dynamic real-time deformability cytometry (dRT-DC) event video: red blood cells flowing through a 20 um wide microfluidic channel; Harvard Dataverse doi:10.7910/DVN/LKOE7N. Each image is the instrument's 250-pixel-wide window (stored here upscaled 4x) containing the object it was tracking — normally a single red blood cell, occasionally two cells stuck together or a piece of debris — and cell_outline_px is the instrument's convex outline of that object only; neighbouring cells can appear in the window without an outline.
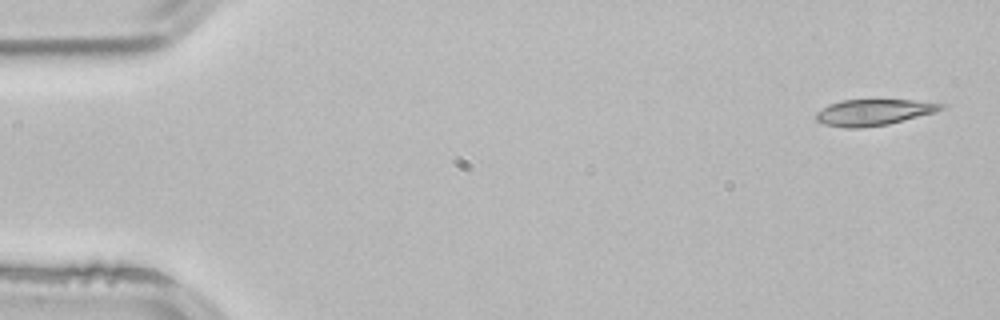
{"species": "common noctule bat (a hibernating species)", "species_latin": "Nyctalus noctula", "temperature_condition": "room temperature", "stored_images_in_passage": 4, "camera_frame_rate_fps": 3000, "um_per_image_px": 0.085, "animal": {"sex": "male", "body_mass_g": 21.5, "forearm_length_mm": 52.0}, "frame": {"image": 1, "passage_image": 1, "time_ms": 0.0, "image_size_px": [1000, 320], "cell_outline_px": [[944, 108], [936, 112], [888, 124], [860, 128], [844, 128], [824, 124], [816, 120], [816, 112], [828, 104], [840, 100], [912, 100], [944, 104]], "centroid_in_image_um": [74.22, 9.55], "position_along_channel_um": 10.8, "area_um2": 19.02}}
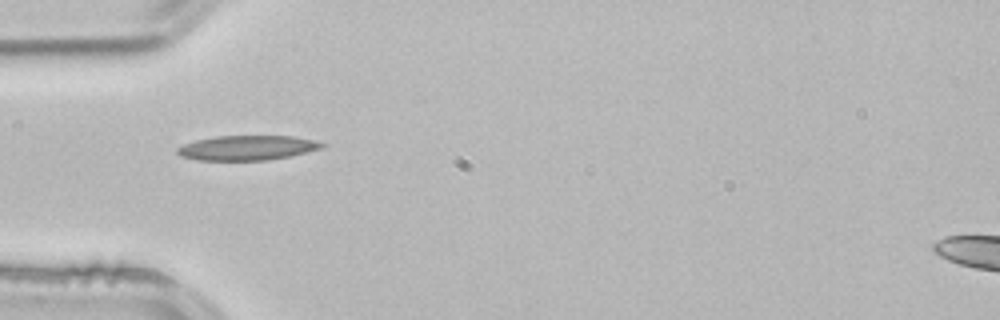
{"frame": {"image": 2, "passage_image": 4, "time_ms": 1.0, "image_size_px": [1000, 320], "cell_outline_px": [[328, 144], [324, 148], [288, 156], [268, 160], [196, 160], [180, 156], [176, 152], [176, 148], [184, 144], [196, 140], [216, 136], [292, 136], [316, 140]], "centroid_in_image_um": [21.03, 12.56], "position_along_channel_um": 64.0, "area_um2": 20.92}}